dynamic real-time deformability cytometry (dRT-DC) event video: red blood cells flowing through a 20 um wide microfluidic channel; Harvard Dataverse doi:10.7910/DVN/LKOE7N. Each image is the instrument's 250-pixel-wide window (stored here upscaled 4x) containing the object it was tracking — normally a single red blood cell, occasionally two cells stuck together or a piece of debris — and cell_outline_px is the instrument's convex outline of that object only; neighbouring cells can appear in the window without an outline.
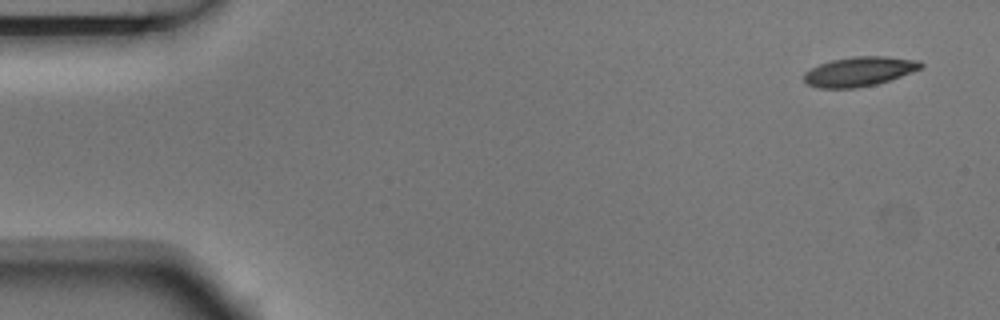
{"species": "Egyptian fruit bat (a non-hibernating species)", "species_latin": "Rousettus aegyptiacus", "temperature_condition": "room temperature", "stored_images_in_passage": 5, "camera_frame_rate_fps": 3000, "um_per_image_px": 0.085, "animal": {"sex": "male"}, "frame": {"image": 1, "passage_image": 1, "time_ms": 0.0, "image_size_px": [1000, 320], "cell_outline_px": [[924, 68], [876, 84], [856, 88], [816, 88], [808, 84], [804, 80], [804, 72], [820, 64], [832, 60], [852, 56], [884, 56], [920, 60], [924, 64]], "centroid_in_image_um": [73.06, 6.07], "position_along_channel_um": 11.9, "area_um2": 20.11}}